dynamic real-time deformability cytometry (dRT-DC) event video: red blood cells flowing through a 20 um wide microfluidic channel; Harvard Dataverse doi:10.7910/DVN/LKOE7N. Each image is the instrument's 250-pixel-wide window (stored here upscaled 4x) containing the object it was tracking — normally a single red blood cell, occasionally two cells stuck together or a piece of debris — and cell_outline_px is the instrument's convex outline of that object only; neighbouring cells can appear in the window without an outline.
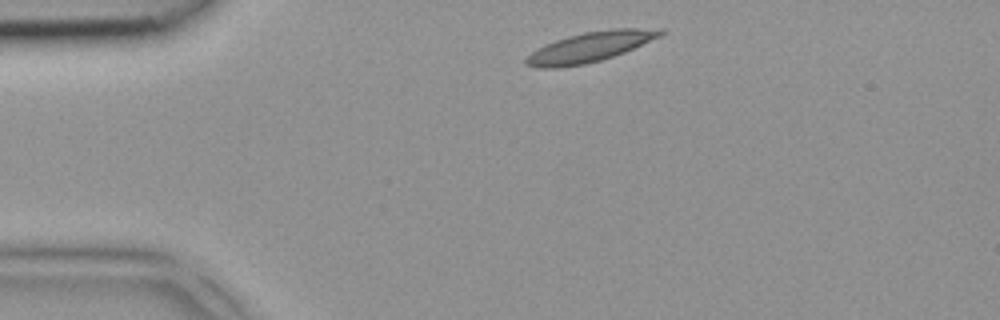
{"species": "common noctule bat (a hibernating species)", "species_latin": "Nyctalus noctula", "temperature_condition": "room temperature", "stored_images_in_passage": 3, "segment_of_instrument_passage": [1, 2], "camera_frame_rate_fps": 3000, "um_per_image_px": 0.085, "animal": {"sex": "female", "body_mass_g": 18.4}, "frame": {"image": 1, "passage_image": 1, "time_ms": 0.0, "image_size_px": [1000, 320], "cell_outline_px": [[668, 32], [660, 36], [624, 52], [600, 60], [584, 64], [556, 68], [540, 68], [524, 64], [524, 60], [532, 52], [544, 44], [568, 36], [584, 32], [616, 28], [664, 28]], "centroid_in_image_um": [50.17, 3.98], "position_along_channel_um": 34.8, "area_um2": 23.35}}